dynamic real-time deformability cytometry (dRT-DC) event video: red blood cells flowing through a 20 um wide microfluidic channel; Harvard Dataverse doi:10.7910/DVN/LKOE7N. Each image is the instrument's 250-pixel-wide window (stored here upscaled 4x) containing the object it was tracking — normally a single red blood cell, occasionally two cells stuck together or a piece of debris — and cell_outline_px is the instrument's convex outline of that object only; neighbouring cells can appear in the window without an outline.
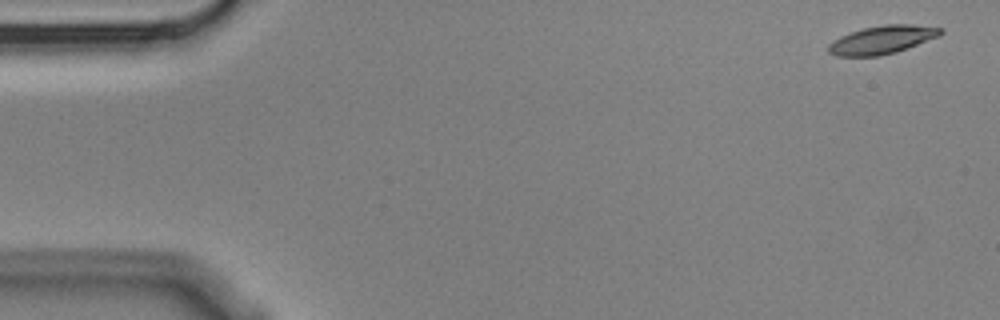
{"species": "Egyptian fruit bat (a non-hibernating species)", "species_latin": "Rousettus aegyptiacus", "temperature_condition": "cold", "stored_images_in_passage": 4, "camera_frame_rate_fps": 3000, "um_per_image_px": 0.085, "animal": {"sex": "male"}, "frame": {"image": 1, "passage_image": 1, "time_ms": 0.0, "image_size_px": [1000, 320], "cell_outline_px": [[944, 32], [940, 36], [908, 48], [896, 52], [880, 56], [836, 56], [828, 52], [828, 44], [832, 40], [840, 36], [864, 28], [884, 24], [912, 24], [944, 28]], "centroid_in_image_um": [75.0, 3.38], "position_along_channel_um": 10.0, "area_um2": 18.61}}